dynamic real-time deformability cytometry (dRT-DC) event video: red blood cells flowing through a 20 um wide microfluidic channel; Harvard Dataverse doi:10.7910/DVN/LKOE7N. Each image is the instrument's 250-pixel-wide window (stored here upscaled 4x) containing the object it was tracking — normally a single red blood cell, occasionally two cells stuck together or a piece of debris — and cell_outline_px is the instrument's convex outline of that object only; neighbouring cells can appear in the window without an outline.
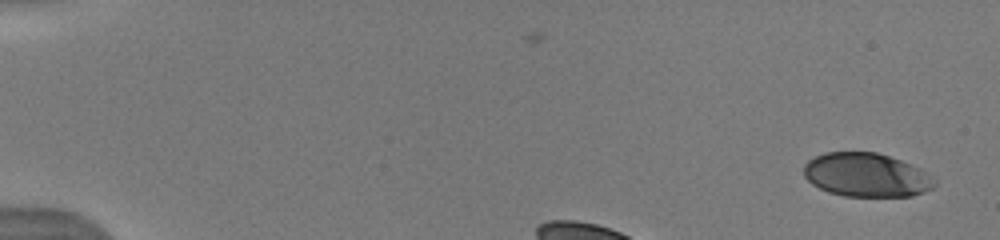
{"species": "human", "species_latin": "Homo sapiens", "temperature_condition": "warm", "stored_images_in_passage": 25, "camera_frame_rate_fps": 3000, "um_per_image_px": 0.085, "donor": {"sex": "male"}, "frame": {"image": 1, "passage_image": 1, "time_ms": 0.0, "image_size_px": [1000, 240], "cell_outline_px": [[936, 184], [932, 188], [924, 192], [912, 196], [844, 196], [828, 192], [812, 184], [804, 176], [804, 164], [808, 160], [824, 152], [876, 152], [900, 160], [920, 168], [928, 172], [936, 180]], "centroid_in_image_um": [73.65, 14.87], "position_along_channel_um": 11.4, "area_um2": 33.47}, "authors_computed_cell_mechanics": {"area_um2": 40.2866, "velocity_mm_per_s": 3.9255, "shape_relaxation_time_tau1_ms": 1.1484, "shape_relaxation_time_tau2_ms": null, "deformation_change_tau1": 0.0867, "deformation_change_tau2": null}}